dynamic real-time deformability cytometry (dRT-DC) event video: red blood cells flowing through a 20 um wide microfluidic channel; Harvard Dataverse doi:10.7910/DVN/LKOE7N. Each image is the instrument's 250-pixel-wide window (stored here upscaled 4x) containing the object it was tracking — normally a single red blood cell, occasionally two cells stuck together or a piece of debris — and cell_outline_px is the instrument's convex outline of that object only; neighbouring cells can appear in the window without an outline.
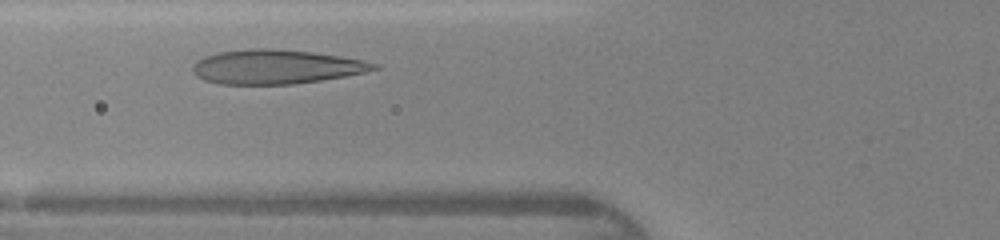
{"species": "human", "species_latin": "Homo sapiens", "temperature_condition": "warm", "stored_images_in_passage": 25, "camera_frame_rate_fps": 3000, "um_per_image_px": 0.085, "donor": {"sex": "female"}, "frame": {"image": 1, "passage_image": 5, "time_ms": 1.333, "image_size_px": [1000, 240], "cell_outline_px": [[380, 68], [364, 72], [344, 76], [320, 80], [292, 84], [220, 84], [204, 80], [196, 76], [192, 72], [192, 64], [196, 60], [204, 56], [220, 52], [248, 48], [272, 48], [312, 52], [340, 56], [364, 60], [380, 64]], "centroid_in_image_um": [23.43, 5.67], "position_along_channel_um": 102.4, "area_um2": 36.3}}
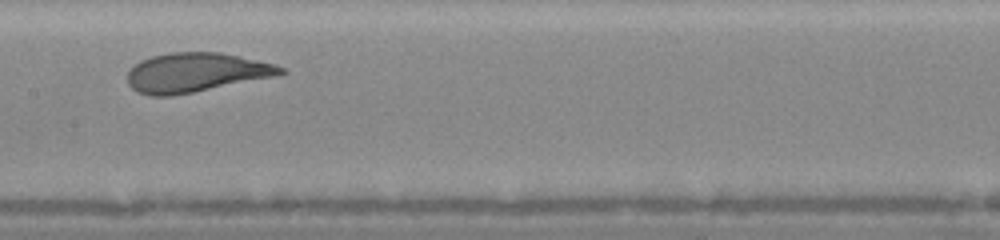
{"frame": {"image": 2, "passage_image": 11, "time_ms": 3.333, "image_size_px": [1000, 240], "cell_outline_px": [[288, 72], [272, 76], [192, 92], [168, 96], [148, 96], [136, 92], [128, 84], [128, 72], [140, 60], [152, 56], [168, 52], [220, 52], [276, 64], [284, 68]], "centroid_in_image_um": [16.6, 6.15], "position_along_channel_um": 190.8, "area_um2": 34.68}}
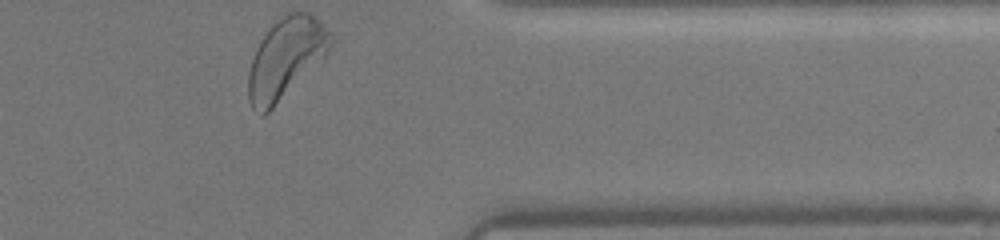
{"frame": {"image": 3, "passage_image": 25, "time_ms": 8.0, "image_size_px": [1000, 240], "cell_outline_px": [[336, 40], [328, 52], [264, 116], [260, 116], [252, 108], [248, 100], [248, 72], [256, 48], [260, 40], [268, 28], [276, 20], [288, 12], [308, 12]], "centroid_in_image_um": [24.24, 4.95], "position_along_channel_um": 387.2, "area_um2": 37.86}}